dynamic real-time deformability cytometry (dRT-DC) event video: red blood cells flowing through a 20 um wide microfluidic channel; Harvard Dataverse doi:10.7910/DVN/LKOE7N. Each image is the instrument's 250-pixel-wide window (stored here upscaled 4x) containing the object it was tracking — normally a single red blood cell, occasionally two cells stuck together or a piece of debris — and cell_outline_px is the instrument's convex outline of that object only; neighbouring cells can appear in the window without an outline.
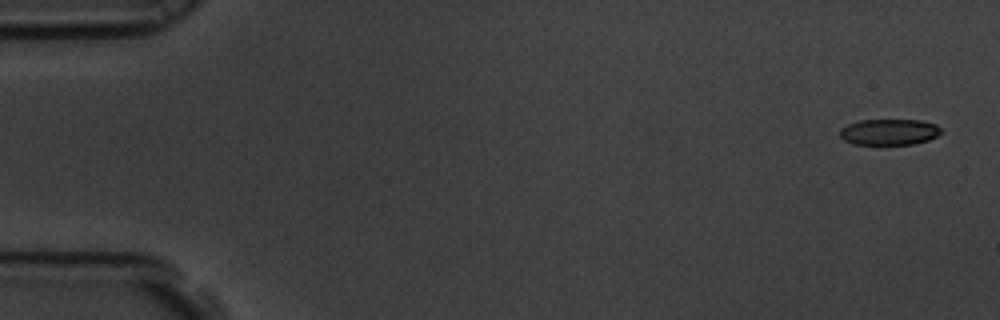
{"species": "common noctule bat (a hibernating species)", "species_latin": "Nyctalus noctula", "temperature_condition": "room temperature", "stored_images_in_passage": 8, "camera_frame_rate_fps": 3000, "um_per_image_px": 0.085, "animal": {"sex": "male", "body_mass_g": 19.5, "forearm_length_mm": 54.6}, "frame": {"image": 1, "passage_image": 1, "time_ms": 0.0, "image_size_px": [1000, 320], "cell_outline_px": [[940, 132], [936, 136], [928, 140], [912, 144], [852, 144], [844, 140], [840, 136], [840, 128], [848, 124], [860, 120], [920, 120], [936, 124], [940, 128]], "centroid_in_image_um": [75.55, 11.21], "position_along_channel_um": 9.4, "area_um2": 15.26}}
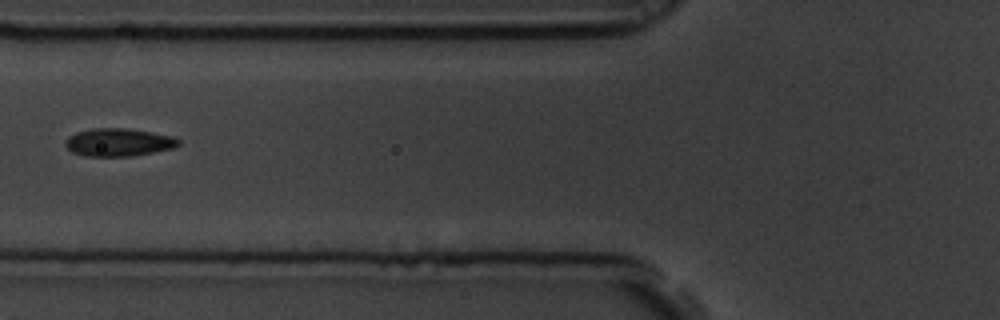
{"frame": {"image": 2, "passage_image": 7, "time_ms": 2.0, "image_size_px": [1000, 320], "cell_outline_px": [[180, 144], [172, 148], [132, 156], [84, 156], [72, 152], [64, 144], [68, 136], [76, 132], [92, 128], [124, 128], [172, 136], [180, 140]], "centroid_in_image_um": [10.03, 12.1], "position_along_channel_um": 115.8, "area_um2": 18.21}}
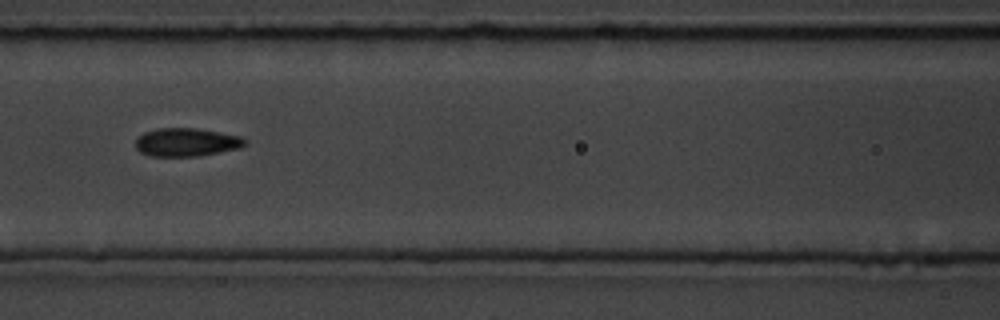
{"frame": {"image": 3, "passage_image": 8, "time_ms": 2.333, "image_size_px": [1000, 320], "cell_outline_px": [[248, 144], [240, 148], [196, 156], [152, 156], [140, 152], [136, 148], [136, 140], [144, 132], [156, 128], [196, 128], [220, 132], [240, 136], [248, 140]], "centroid_in_image_um": [15.88, 12.08], "position_along_channel_um": 150.7, "area_um2": 18.03}}